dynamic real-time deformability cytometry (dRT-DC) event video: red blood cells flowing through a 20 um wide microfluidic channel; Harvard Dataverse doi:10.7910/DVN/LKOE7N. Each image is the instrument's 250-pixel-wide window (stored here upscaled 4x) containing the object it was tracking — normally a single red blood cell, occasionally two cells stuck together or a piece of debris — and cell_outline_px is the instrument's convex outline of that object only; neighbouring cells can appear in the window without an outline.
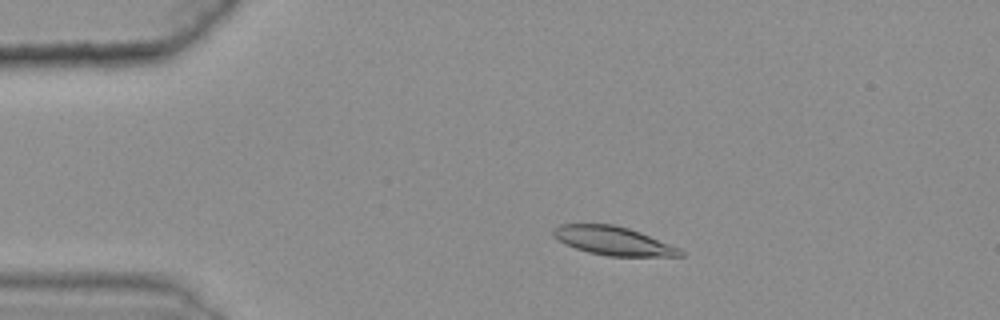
{"species": "common noctule bat (a hibernating species)", "species_latin": "Nyctalus noctula", "temperature_condition": "warm", "stored_images_in_passage": 45, "camera_frame_rate_fps": 3000, "um_per_image_px": 0.085, "animal": {"sex": "female", "body_mass_g": 25.1}, "frame": {"image": 1, "passage_image": 10, "time_ms": 3.0, "image_size_px": [1000, 320], "cell_outline_px": [[684, 256], [608, 256], [588, 252], [564, 244], [552, 236], [552, 228], [560, 224], [612, 224], [628, 228], [640, 232], [680, 248], [684, 252]], "centroid_in_image_um": [52.1, 20.47], "position_along_channel_um": 32.9, "area_um2": 21.21}}
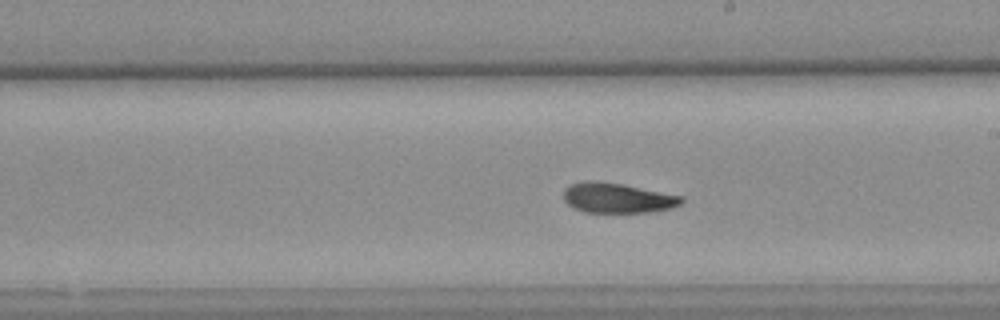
{"frame": {"image": 2, "passage_image": 31, "time_ms": 10.0, "image_size_px": [1000, 320], "cell_outline_px": [[684, 200], [680, 204], [672, 208], [648, 212], [584, 212], [568, 204], [564, 200], [564, 188], [568, 184], [584, 180], [596, 180], [624, 184], [684, 196]], "centroid_in_image_um": [52.47, 16.8], "position_along_channel_um": 236.5, "area_um2": 20.87}}
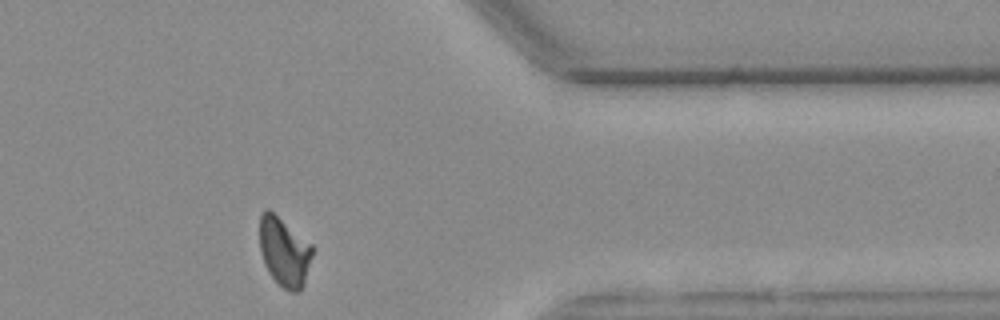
{"frame": {"image": 3, "passage_image": 45, "time_ms": 14.667, "image_size_px": [1000, 320], "cell_outline_px": [[312, 256], [304, 284], [300, 292], [288, 292], [268, 272], [264, 264], [260, 252], [260, 216], [264, 208], [268, 208], [312, 244]], "centroid_in_image_um": [24.15, 21.4], "position_along_channel_um": 387.2, "area_um2": 21.21}, "authors_computed_cell_mechanics": {"area_um2": 21.675, "velocity_mm_per_s": 3.5857, "shape_relaxation_time_tau1_ms": null, "shape_relaxation_time_tau2_ms": 2.8898, "deformation_change_tau1": null, "deformation_change_tau2": 0.0834}}